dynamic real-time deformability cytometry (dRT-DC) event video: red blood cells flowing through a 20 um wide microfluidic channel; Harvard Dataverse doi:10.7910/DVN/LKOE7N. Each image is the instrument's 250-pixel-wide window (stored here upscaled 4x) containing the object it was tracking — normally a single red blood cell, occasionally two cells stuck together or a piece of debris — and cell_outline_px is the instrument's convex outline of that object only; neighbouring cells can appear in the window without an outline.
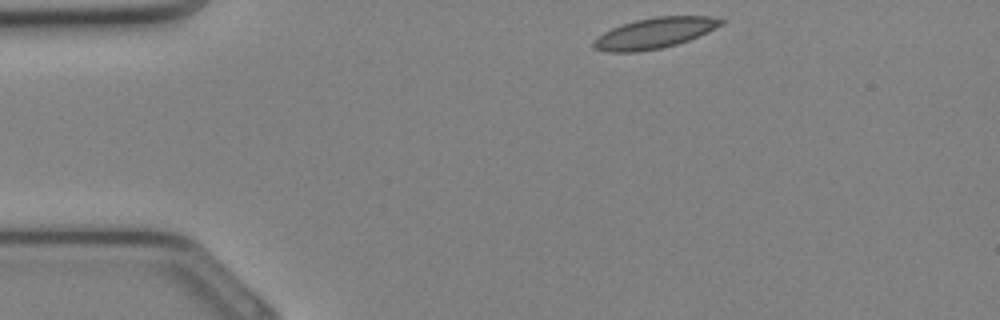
{"species": "Egyptian fruit bat (a non-hibernating species)", "species_latin": "Rousettus aegyptiacus", "temperature_condition": "cold", "stored_images_in_passage": 29, "camera_frame_rate_fps": 3000, "um_per_image_px": 0.085, "animal": {"sex": "female"}, "frame": {"image": 1, "passage_image": 1, "time_ms": 0.0, "image_size_px": [1000, 320], "cell_outline_px": [[724, 24], [688, 40], [676, 44], [660, 48], [636, 52], [608, 52], [596, 48], [592, 44], [592, 40], [596, 36], [612, 28], [636, 20], [656, 16], [708, 16], [724, 20]], "centroid_in_image_um": [55.61, 2.81], "position_along_channel_um": 29.4, "area_um2": 22.48}}
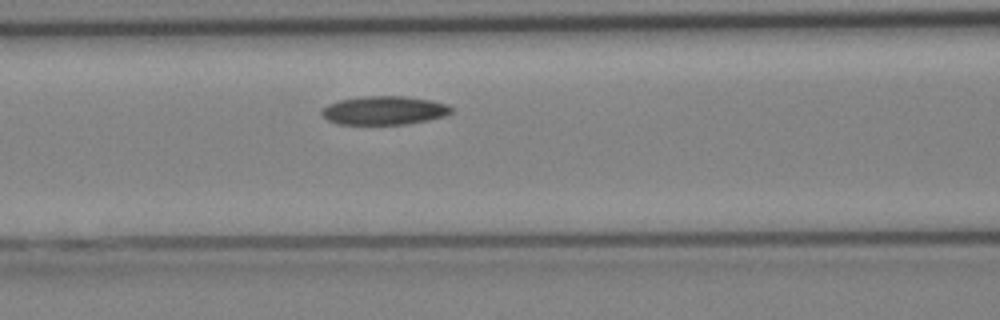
{"frame": {"image": 2, "passage_image": 9, "time_ms": 2.667, "image_size_px": [1000, 320], "cell_outline_px": [[452, 112], [444, 116], [428, 120], [404, 124], [336, 124], [328, 120], [320, 112], [320, 108], [328, 104], [340, 100], [364, 96], [404, 96], [432, 100], [448, 104], [452, 108]], "centroid_in_image_um": [32.64, 9.38], "position_along_channel_um": 134.0, "area_um2": 21.68}}
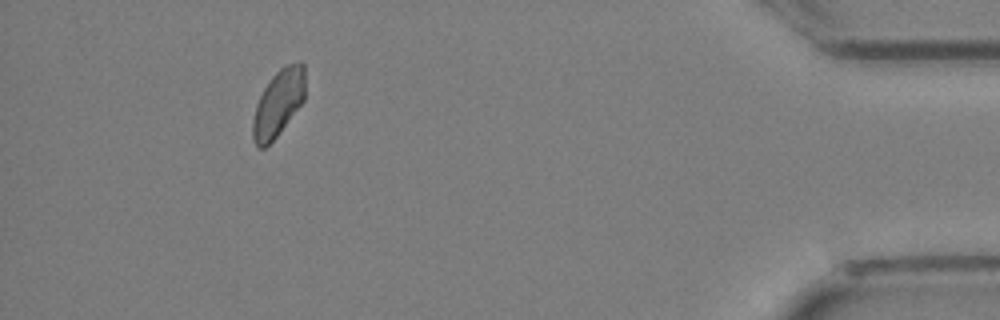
{"frame": {"image": 3, "passage_image": 26, "time_ms": 8.333, "image_size_px": [1000, 320], "cell_outline_px": [[304, 100], [276, 136], [264, 148], [260, 148], [256, 144], [252, 136], [252, 120], [256, 104], [264, 88], [272, 76], [284, 64], [300, 60], [304, 64]], "centroid_in_image_um": [23.65, 8.71], "position_along_channel_um": 411.6, "area_um2": 20.17}}